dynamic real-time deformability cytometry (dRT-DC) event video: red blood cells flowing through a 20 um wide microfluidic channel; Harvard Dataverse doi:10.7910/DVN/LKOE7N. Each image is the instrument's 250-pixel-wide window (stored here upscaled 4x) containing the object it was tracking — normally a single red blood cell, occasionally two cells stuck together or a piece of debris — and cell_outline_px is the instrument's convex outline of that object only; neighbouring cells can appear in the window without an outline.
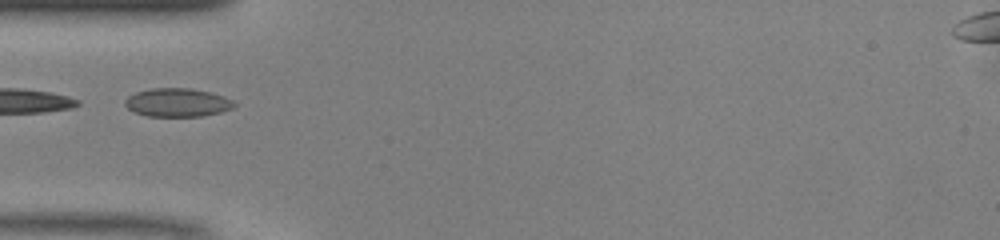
{"species": "common noctule bat (a hibernating species)", "species_latin": "Nyctalus noctula", "temperature_condition": "warm", "stored_images_in_passage": 4, "camera_frame_rate_fps": 3000, "um_per_image_px": 0.085, "animal": {"sex": "male", "body_mass_g": 13.0, "forearm_length_mm": 53.1}, "frame": {"image": 1, "passage_image": 1, "time_ms": 0.0, "image_size_px": [1000, 240], "cell_outline_px": [[236, 104], [232, 108], [220, 112], [204, 116], [148, 116], [136, 112], [128, 108], [124, 104], [124, 100], [128, 96], [136, 92], [152, 88], [192, 88], [212, 92], [224, 96], [232, 100]], "centroid_in_image_um": [15.09, 8.7], "position_along_channel_um": 69.9, "area_um2": 18.15}}